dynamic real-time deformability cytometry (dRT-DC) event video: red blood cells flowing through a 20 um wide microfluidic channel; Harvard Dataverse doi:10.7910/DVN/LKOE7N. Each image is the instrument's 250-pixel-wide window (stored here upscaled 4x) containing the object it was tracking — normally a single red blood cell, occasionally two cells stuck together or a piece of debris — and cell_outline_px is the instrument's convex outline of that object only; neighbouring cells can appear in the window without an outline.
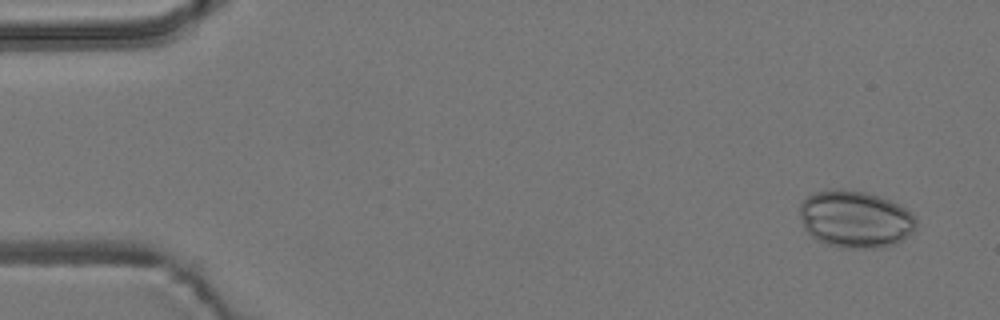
{"species": "common noctule bat (a hibernating species)", "species_latin": "Nyctalus noctula", "temperature_condition": "room temperature", "stored_images_in_passage": 4, "camera_frame_rate_fps": 3000, "um_per_image_px": 0.085, "animal": {"sex": "male", "body_mass_g": 19.2, "forearm_length_mm": 51.8}, "frame": {"image": 1, "passage_image": 1, "time_ms": 0.0, "image_size_px": [1000, 320], "cell_outline_px": [[916, 228], [912, 232], [896, 244], [876, 248], [844, 248], [828, 244], [816, 240], [804, 228], [800, 216], [800, 204], [808, 196], [824, 188], [840, 188], [864, 192], [880, 196], [904, 208], [916, 220]], "centroid_in_image_um": [72.66, 18.62], "position_along_channel_um": 12.3, "area_um2": 38.73}}